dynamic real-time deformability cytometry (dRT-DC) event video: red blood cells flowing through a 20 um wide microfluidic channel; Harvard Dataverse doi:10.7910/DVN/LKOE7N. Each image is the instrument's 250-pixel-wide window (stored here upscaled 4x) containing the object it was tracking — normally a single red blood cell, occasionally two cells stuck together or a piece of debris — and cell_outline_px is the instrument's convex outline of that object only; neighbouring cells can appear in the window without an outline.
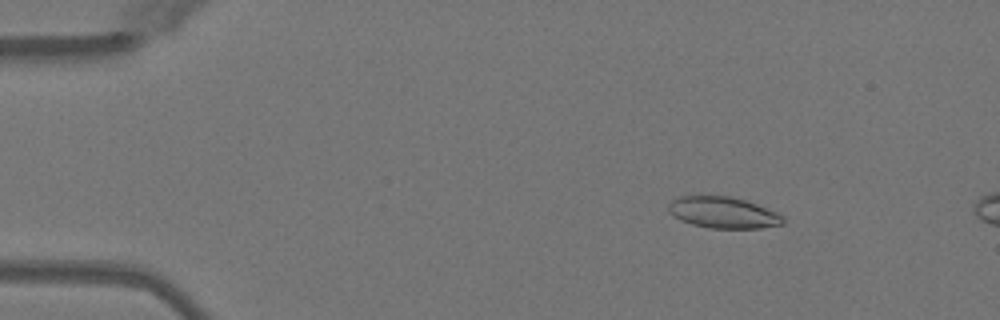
{"species": "Egyptian fruit bat (a non-hibernating species)", "species_latin": "Rousettus aegyptiacus", "temperature_condition": "warm", "stored_images_in_passage": 13, "camera_frame_rate_fps": 3000, "um_per_image_px": 0.085, "animal": {"sex": "female"}, "frame": {"image": 1, "passage_image": 8, "time_ms": 2.333, "image_size_px": [1000, 320], "cell_outline_px": [[784, 224], [760, 228], [708, 228], [692, 224], [680, 220], [668, 212], [668, 204], [672, 200], [680, 196], [732, 196], [756, 204], [776, 212], [784, 216]], "centroid_in_image_um": [61.46, 18.07], "position_along_channel_um": 23.5, "area_um2": 20.92}}